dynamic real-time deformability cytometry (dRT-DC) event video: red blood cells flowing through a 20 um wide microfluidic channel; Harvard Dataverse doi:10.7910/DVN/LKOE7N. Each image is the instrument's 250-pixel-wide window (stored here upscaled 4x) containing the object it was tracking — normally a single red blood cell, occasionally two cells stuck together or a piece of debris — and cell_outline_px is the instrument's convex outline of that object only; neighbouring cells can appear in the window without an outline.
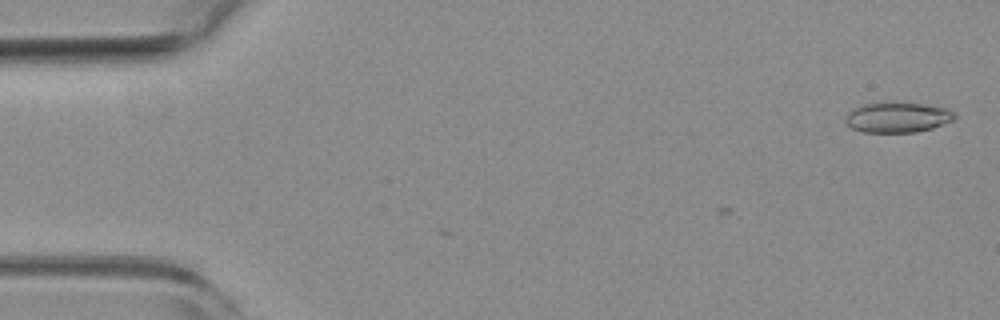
{"species": "common noctule bat (a hibernating species)", "species_latin": "Nyctalus noctula", "temperature_condition": "room temperature", "stored_images_in_passage": 3, "camera_frame_rate_fps": 3000, "um_per_image_px": 0.085, "animal": {"sex": "female", "body_mass_g": 19.3, "forearm_length_mm": 54.1}, "frame": {"image": 1, "passage_image": 3, "time_ms": 0.667, "image_size_px": [1000, 320], "cell_outline_px": [[956, 116], [952, 120], [932, 128], [916, 132], [864, 132], [852, 128], [844, 124], [844, 120], [848, 112], [852, 108], [864, 104], [920, 104], [944, 108], [952, 112]], "centroid_in_image_um": [76.22, 10.01], "position_along_channel_um": 8.8, "area_um2": 18.67}}